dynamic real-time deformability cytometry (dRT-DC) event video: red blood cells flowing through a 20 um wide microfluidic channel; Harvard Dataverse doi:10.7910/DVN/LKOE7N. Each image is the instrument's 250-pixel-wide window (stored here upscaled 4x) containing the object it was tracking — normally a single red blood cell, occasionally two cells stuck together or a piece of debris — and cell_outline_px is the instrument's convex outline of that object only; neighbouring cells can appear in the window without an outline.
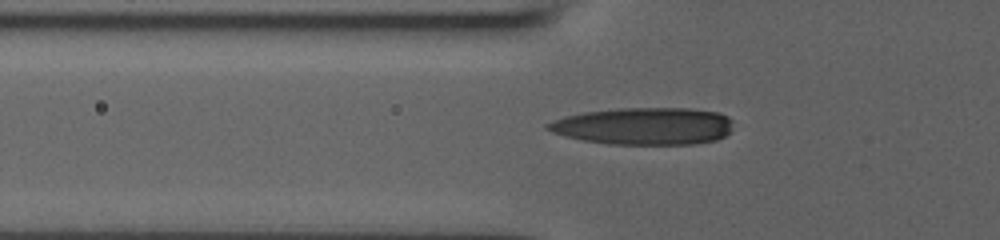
{"species": "human", "species_latin": "Homo sapiens", "temperature_condition": "room temperature", "stored_images_in_passage": 39, "camera_frame_rate_fps": 3000, "um_per_image_px": 0.085, "donor": {"sex": "male"}, "frame": {"image": 1, "passage_image": 7, "time_ms": 2.0, "image_size_px": [1000, 240], "cell_outline_px": [[732, 120], [728, 132], [724, 136], [716, 140], [692, 144], [608, 144], [584, 140], [564, 136], [552, 132], [544, 128], [544, 124], [552, 120], [564, 116], [584, 112], [616, 108], [692, 108], [720, 112], [728, 116]], "centroid_in_image_um": [54.7, 10.71], "position_along_channel_um": 71.1, "area_um2": 40.46}}
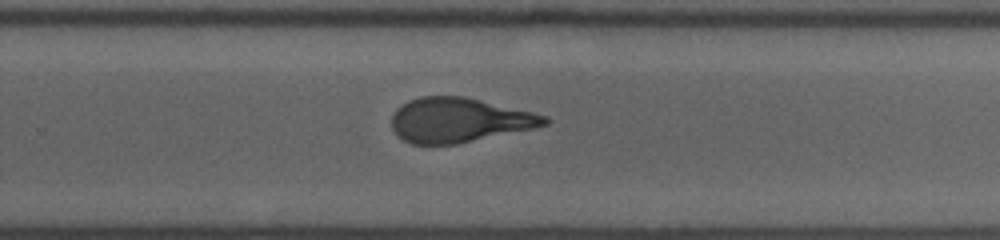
{"frame": {"image": 2, "passage_image": 23, "time_ms": 7.333, "image_size_px": [1000, 240], "cell_outline_px": [[552, 120], [548, 124], [532, 128], [456, 144], [412, 144], [396, 136], [392, 128], [392, 116], [396, 108], [408, 100], [420, 96], [464, 96], [532, 112], [548, 116]], "centroid_in_image_um": [38.99, 10.2], "position_along_channel_um": 290.8, "area_um2": 39.59}}
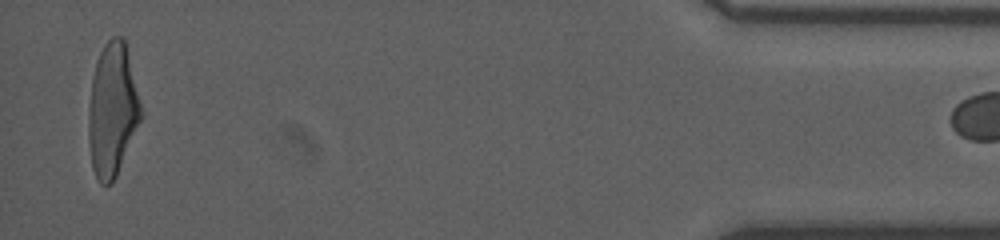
{"frame": {"image": 3, "passage_image": 38, "time_ms": 12.333, "image_size_px": [1000, 240], "cell_outline_px": [[144, 116], [116, 176], [112, 184], [100, 184], [92, 168], [88, 140], [88, 108], [92, 76], [100, 52], [104, 44], [112, 36], [124, 36]], "centroid_in_image_um": [9.56, 9.35], "position_along_channel_um": 425.6, "area_um2": 41.15}}